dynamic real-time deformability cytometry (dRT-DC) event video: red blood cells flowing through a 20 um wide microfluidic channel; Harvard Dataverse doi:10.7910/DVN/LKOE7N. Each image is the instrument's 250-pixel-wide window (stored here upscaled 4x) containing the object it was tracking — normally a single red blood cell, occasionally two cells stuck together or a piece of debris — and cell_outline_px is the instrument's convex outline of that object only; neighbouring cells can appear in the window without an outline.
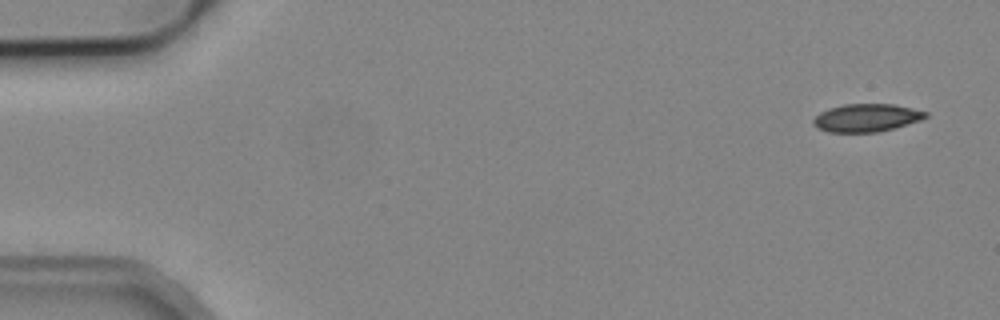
{"species": "common noctule bat (a hibernating species)", "species_latin": "Nyctalus noctula", "temperature_condition": "cold", "stored_images_in_passage": 2, "camera_frame_rate_fps": 3000, "um_per_image_px": 0.085, "animal": {"sex": "male", "body_mass_g": 19.2, "forearm_length_mm": 51.8}, "frame": {"image": 1, "passage_image": 2, "time_ms": 1.333, "image_size_px": [1000, 320], "cell_outline_px": [[928, 116], [920, 120], [880, 132], [828, 132], [816, 128], [812, 124], [812, 120], [820, 112], [828, 108], [844, 104], [892, 104], [912, 108], [928, 112]], "centroid_in_image_um": [73.62, 10.01], "position_along_channel_um": 11.4, "area_um2": 18.32}}